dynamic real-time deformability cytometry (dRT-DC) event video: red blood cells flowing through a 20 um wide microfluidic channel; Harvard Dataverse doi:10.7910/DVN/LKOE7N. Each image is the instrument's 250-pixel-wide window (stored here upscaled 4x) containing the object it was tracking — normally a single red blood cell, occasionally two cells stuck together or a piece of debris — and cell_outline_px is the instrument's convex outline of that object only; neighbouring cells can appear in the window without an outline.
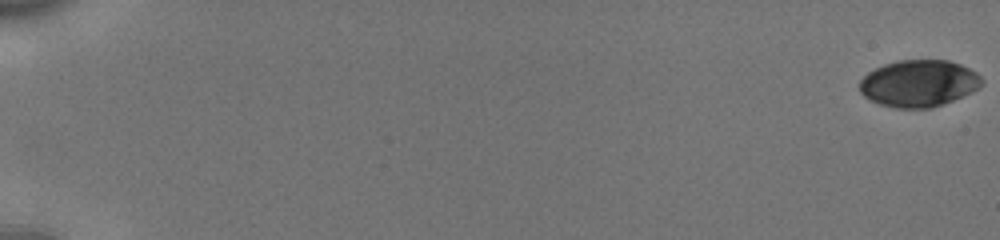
{"species": "human", "species_latin": "Homo sapiens", "temperature_condition": "cold", "stored_images_in_passage": 56, "camera_frame_rate_fps": 3000, "um_per_image_px": 0.085, "donor": {"sex": "male"}, "frame": {"image": 1, "passage_image": 1, "time_ms": 0.0, "image_size_px": [1000, 240], "cell_outline_px": [[984, 84], [952, 100], [932, 108], [896, 108], [880, 104], [864, 96], [860, 92], [860, 80], [868, 72], [884, 64], [900, 60], [948, 60], [960, 64], [976, 72], [984, 80]], "centroid_in_image_um": [78.08, 7.08], "position_along_channel_um": 6.9, "area_um2": 33.06}}
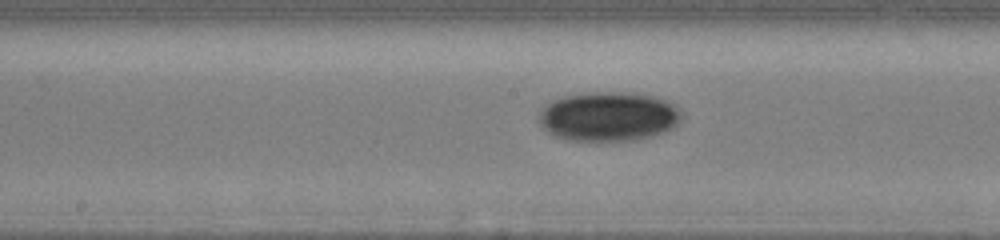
{"frame": {"image": 2, "passage_image": 32, "time_ms": 10.333, "image_size_px": [1000, 240], "cell_outline_px": [[680, 120], [676, 128], [652, 136], [632, 140], [568, 140], [556, 136], [548, 132], [540, 124], [540, 112], [552, 100], [564, 96], [588, 92], [624, 92], [656, 96], [676, 104], [680, 108]], "centroid_in_image_um": [51.78, 9.89], "position_along_channel_um": 196.4, "area_um2": 41.1}}
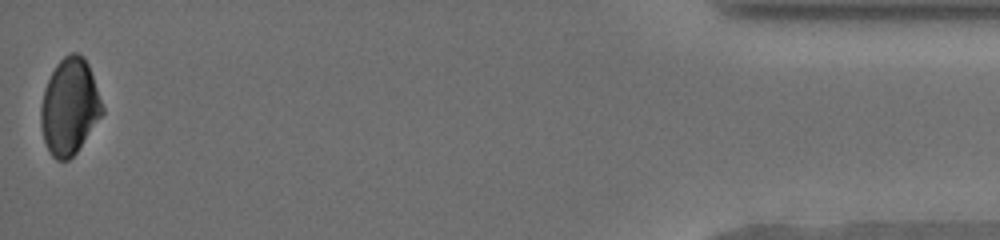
{"frame": {"image": 3, "passage_image": 56, "time_ms": 18.333, "image_size_px": [1000, 240], "cell_outline_px": [[104, 112], [76, 152], [68, 160], [56, 160], [52, 156], [44, 140], [40, 124], [40, 108], [44, 88], [56, 64], [64, 56], [72, 52], [76, 52], [84, 56], [88, 64], [104, 108]], "centroid_in_image_um": [5.9, 9.05], "position_along_channel_um": 429.3, "area_um2": 34.22}, "authors_computed_cell_mechanics": {"area_um2": 35.8938, "velocity_mm_per_s": 3.8629, "shape_relaxation_time_tau1_ms": 3.5452, "shape_relaxation_time_tau2_ms": null, "deformation_change_tau1": 0.0809, "deformation_change_tau2": null}}